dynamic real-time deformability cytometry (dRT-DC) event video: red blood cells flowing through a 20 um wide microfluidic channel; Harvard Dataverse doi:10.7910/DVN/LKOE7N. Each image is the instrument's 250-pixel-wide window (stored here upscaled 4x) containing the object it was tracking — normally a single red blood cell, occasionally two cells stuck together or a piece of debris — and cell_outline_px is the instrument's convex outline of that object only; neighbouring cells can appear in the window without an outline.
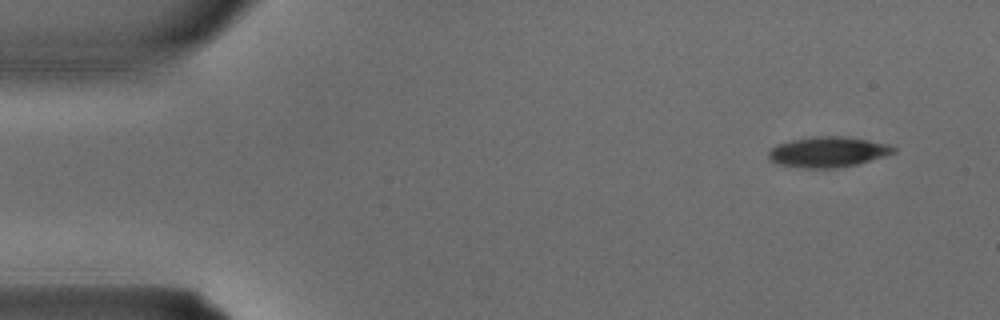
{"species": "common noctule bat (a hibernating species)", "species_latin": "Nyctalus noctula", "temperature_condition": "warm", "stored_images_in_passage": 3, "segment_of_instrument_passage": [1, 2], "camera_frame_rate_fps": 3000, "um_per_image_px": 0.085, "animal": {"sex": "male", "body_mass_g": 15.6}, "frame": {"image": 1, "passage_image": 1, "time_ms": 0.0, "image_size_px": [1000, 320], "cell_outline_px": [[896, 152], [884, 156], [856, 164], [836, 168], [804, 168], [776, 164], [768, 156], [768, 152], [776, 144], [792, 140], [816, 136], [836, 136], [864, 140], [888, 144], [896, 148]], "centroid_in_image_um": [70.34, 12.92], "position_along_channel_um": 14.7, "area_um2": 21.85}}